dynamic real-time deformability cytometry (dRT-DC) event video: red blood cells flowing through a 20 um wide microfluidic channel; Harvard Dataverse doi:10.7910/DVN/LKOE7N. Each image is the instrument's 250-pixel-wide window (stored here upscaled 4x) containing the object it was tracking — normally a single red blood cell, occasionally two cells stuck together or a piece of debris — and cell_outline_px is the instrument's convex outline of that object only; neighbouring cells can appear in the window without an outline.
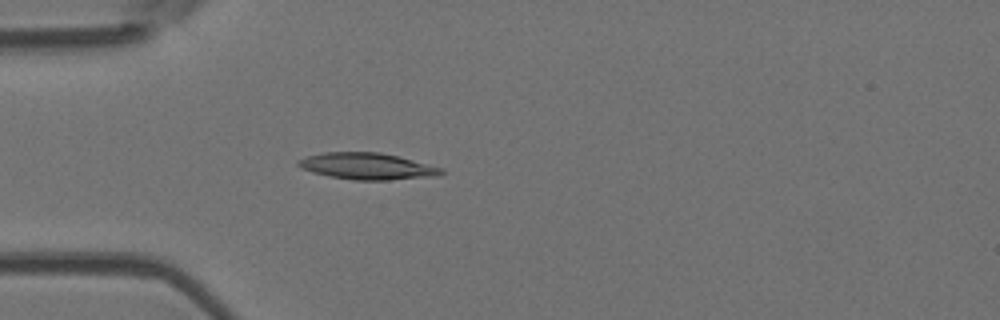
{"species": "Egyptian fruit bat (a non-hibernating species)", "species_latin": "Rousettus aegyptiacus", "temperature_condition": "room temperature", "stored_images_in_passage": 54, "camera_frame_rate_fps": 3000, "um_per_image_px": 0.085, "animal": {"sex": "female"}, "frame": {"image": 1, "passage_image": 16, "time_ms": 5.0, "image_size_px": [1000, 320], "cell_outline_px": [[444, 172], [440, 176], [388, 180], [352, 180], [312, 172], [300, 168], [296, 164], [296, 160], [308, 156], [324, 152], [380, 152], [444, 168]], "centroid_in_image_um": [31.21, 14.13], "position_along_channel_um": 53.8, "area_um2": 22.14}}
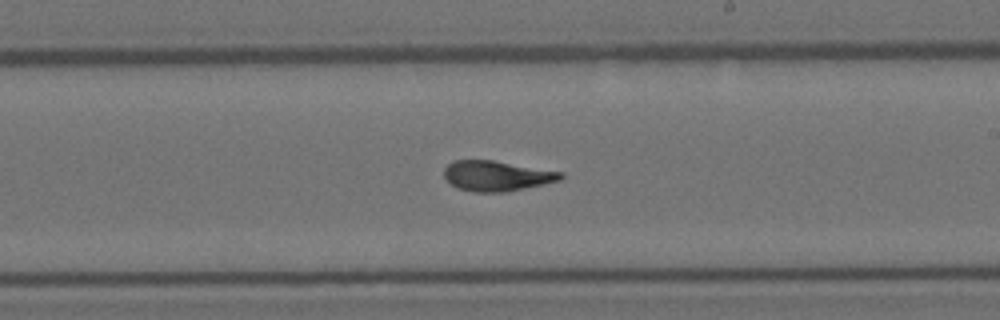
{"frame": {"image": 2, "passage_image": 32, "time_ms": 10.333, "image_size_px": [1000, 320], "cell_outline_px": [[564, 176], [560, 180], [544, 184], [504, 192], [476, 192], [456, 188], [444, 176], [444, 168], [452, 160], [492, 160], [564, 172]], "centroid_in_image_um": [42.22, 14.94], "position_along_channel_um": 246.8, "area_um2": 20.52}}
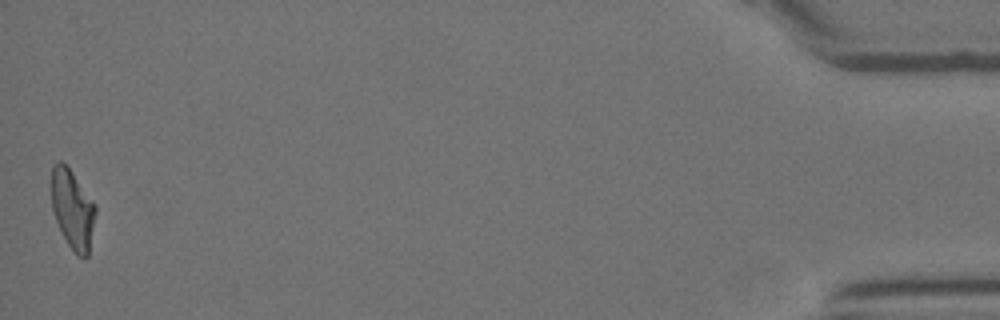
{"frame": {"image": 3, "passage_image": 54, "time_ms": 17.667, "image_size_px": [1000, 320], "cell_outline_px": [[96, 212], [88, 256], [76, 256], [68, 244], [56, 220], [52, 208], [52, 168], [60, 160], [72, 172], [96, 204]], "centroid_in_image_um": [6.19, 17.8], "position_along_channel_um": 429.0, "area_um2": 20.0}, "authors_computed_cell_mechanics": {"area_um2": 20.9814, "velocity_mm_per_s": 3.7571, "shape_relaxation_time_tau1_ms": 10.0759, "shape_relaxation_time_tau2_ms": 1.5744, "deformation_change_tau1": 0.2742, "deformation_change_tau2": 0.0843}}